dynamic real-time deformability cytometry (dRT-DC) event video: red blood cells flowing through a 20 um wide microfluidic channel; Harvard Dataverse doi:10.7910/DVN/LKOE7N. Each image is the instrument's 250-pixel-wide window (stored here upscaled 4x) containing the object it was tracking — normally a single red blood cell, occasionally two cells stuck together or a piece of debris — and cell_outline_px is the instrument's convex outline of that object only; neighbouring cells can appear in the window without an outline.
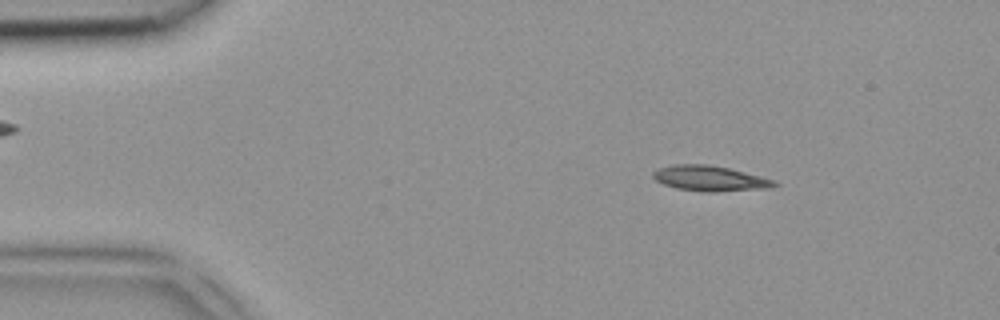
{"species": "common noctule bat (a hibernating species)", "species_latin": "Nyctalus noctula", "temperature_condition": "room temperature", "stored_images_in_passage": 4, "camera_frame_rate_fps": 3000, "um_per_image_px": 0.085, "animal": {"sex": "female", "body_mass_g": 18.4}, "frame": {"image": 1, "passage_image": 1, "time_ms": 0.0, "image_size_px": [1000, 320], "cell_outline_px": [[780, 184], [772, 188], [716, 192], [704, 192], [676, 188], [664, 184], [656, 180], [652, 176], [652, 172], [660, 168], [672, 164], [708, 164], [728, 168], [776, 180]], "centroid_in_image_um": [60.38, 15.17], "position_along_channel_um": 24.6, "area_um2": 18.03}}
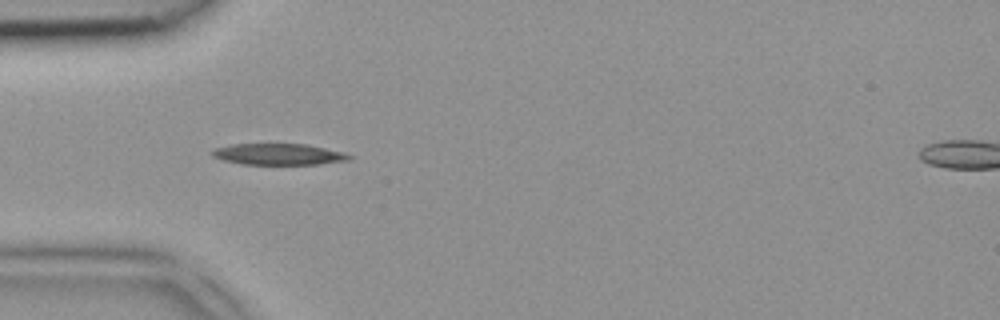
{"frame": {"image": 2, "passage_image": 3, "time_ms": 0.667, "image_size_px": [1000, 320], "cell_outline_px": [[356, 156], [352, 160], [320, 164], [240, 164], [224, 160], [212, 156], [212, 152], [216, 148], [232, 144], [304, 144], [344, 152]], "centroid_in_image_um": [23.76, 13.12], "position_along_channel_um": 61.2, "area_um2": 16.99}}